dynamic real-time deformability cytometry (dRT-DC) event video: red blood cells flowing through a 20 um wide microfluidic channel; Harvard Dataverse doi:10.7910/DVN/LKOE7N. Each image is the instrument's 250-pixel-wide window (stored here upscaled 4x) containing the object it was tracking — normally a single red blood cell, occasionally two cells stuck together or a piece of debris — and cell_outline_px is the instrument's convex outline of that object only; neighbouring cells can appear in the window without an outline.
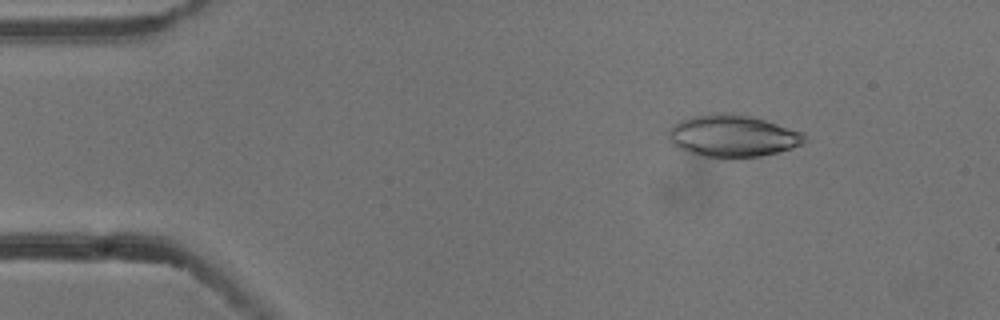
{"species": "common noctule bat (a hibernating species)", "species_latin": "Nyctalus noctula", "temperature_condition": "cold", "stored_images_in_passage": 5, "camera_frame_rate_fps": 3000, "um_per_image_px": 0.085, "animal": {"sex": "male", "body_mass_g": 13.3}, "frame": {"image": 1, "passage_image": 2, "time_ms": 0.333, "image_size_px": [1000, 320], "cell_outline_px": [[808, 140], [792, 148], [780, 152], [760, 156], [700, 156], [676, 148], [668, 140], [668, 128], [680, 120], [692, 116], [708, 112], [720, 112], [752, 116], [804, 132], [808, 136]], "centroid_in_image_um": [62.26, 11.53], "position_along_channel_um": 22.7, "area_um2": 33.52}}
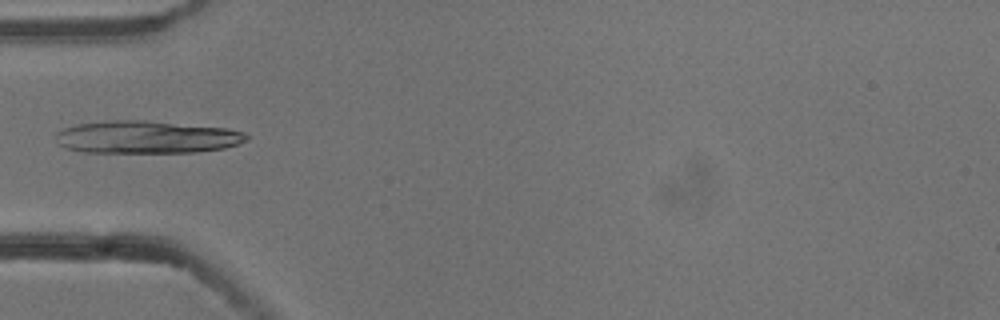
{"frame": {"image": 2, "passage_image": 5, "time_ms": 1.333, "image_size_px": [1000, 320], "cell_outline_px": [[248, 140], [224, 148], [196, 152], [84, 152], [68, 148], [60, 144], [56, 136], [56, 132], [64, 128], [76, 124], [112, 120], [144, 120], [228, 128], [244, 132], [248, 136]], "centroid_in_image_um": [12.48, 11.64], "position_along_channel_um": 72.5, "area_um2": 36.07}}